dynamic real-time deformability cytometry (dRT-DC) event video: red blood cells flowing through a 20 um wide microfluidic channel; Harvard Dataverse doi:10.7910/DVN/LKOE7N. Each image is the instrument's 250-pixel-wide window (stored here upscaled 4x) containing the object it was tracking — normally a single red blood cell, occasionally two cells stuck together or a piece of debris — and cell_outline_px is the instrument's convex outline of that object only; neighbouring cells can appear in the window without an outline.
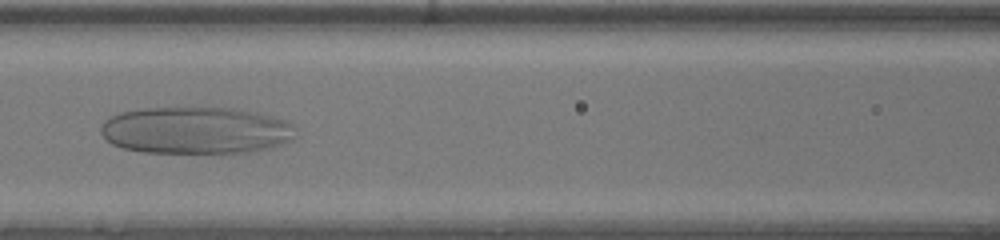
{"species": "human", "species_latin": "Homo sapiens", "temperature_condition": "warm", "stored_images_in_passage": 34, "camera_frame_rate_fps": 3000, "um_per_image_px": 0.085, "donor": {"sex": "male"}, "frame": {"image": 1, "passage_image": 7, "time_ms": 2.0, "image_size_px": [1000, 240], "cell_outline_px": [[296, 136], [292, 140], [268, 148], [244, 152], [144, 152], [124, 148], [112, 144], [100, 132], [100, 128], [104, 120], [120, 112], [144, 108], [228, 108], [256, 112], [288, 120], [296, 124]], "centroid_in_image_um": [16.69, 11.07], "position_along_channel_um": 149.9, "area_um2": 53.35}}
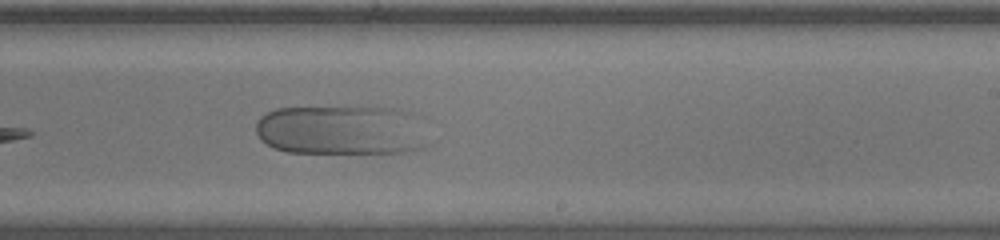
{"frame": {"image": 2, "passage_image": 15, "time_ms": 4.667, "image_size_px": [1000, 240], "cell_outline_px": [[432, 144], [424, 148], [412, 152], [288, 152], [276, 148], [260, 140], [256, 132], [256, 120], [260, 116], [276, 108], [368, 104], [372, 104], [400, 108], [412, 112], [416, 116]], "centroid_in_image_um": [29.11, 10.99], "position_along_channel_um": 259.9, "area_um2": 52.08}}
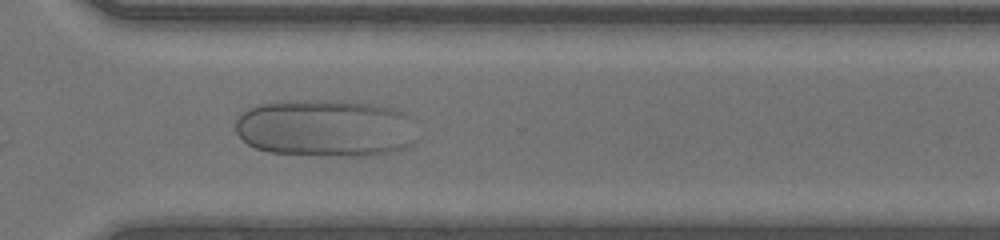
{"frame": {"image": 3, "passage_image": 21, "time_ms": 6.667, "image_size_px": [1000, 240], "cell_outline_px": [[416, 140], [412, 144], [404, 148], [392, 152], [376, 156], [336, 156], [268, 152], [256, 148], [248, 144], [236, 132], [236, 120], [240, 112], [248, 108], [260, 104], [288, 100], [348, 100], [392, 108], [404, 112], [412, 116], [416, 120]], "centroid_in_image_um": [27.73, 10.88], "position_along_channel_um": 342.9, "area_um2": 62.02}}